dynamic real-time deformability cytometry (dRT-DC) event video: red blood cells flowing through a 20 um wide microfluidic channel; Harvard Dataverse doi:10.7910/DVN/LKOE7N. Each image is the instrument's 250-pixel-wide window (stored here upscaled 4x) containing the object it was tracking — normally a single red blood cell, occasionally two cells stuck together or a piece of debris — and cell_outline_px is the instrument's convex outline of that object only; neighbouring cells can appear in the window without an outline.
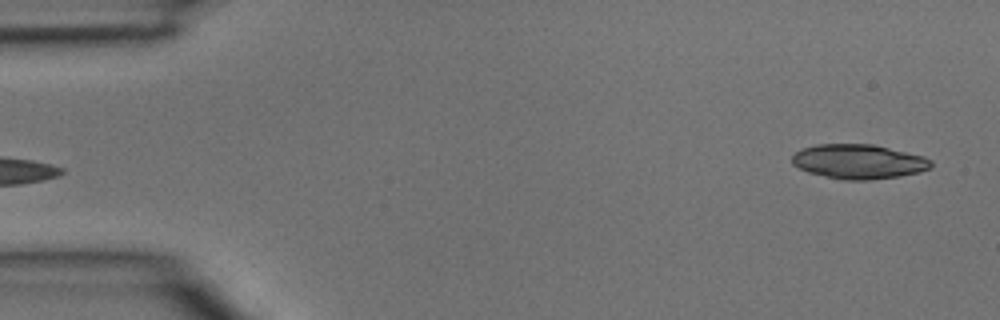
{"species": "common noctule bat (a hibernating species)", "species_latin": "Nyctalus noctula", "temperature_condition": "room temperature", "stored_images_in_passage": 3, "segment_of_instrument_passage": [2, 2], "camera_frame_rate_fps": 3000, "um_per_image_px": 0.085, "animal": {"sex": "male", "body_mass_g": 15.6}, "frame": {"image": 1, "passage_image": 3, "time_ms": 0.667, "image_size_px": [1000, 320], "cell_outline_px": [[932, 168], [920, 172], [900, 176], [868, 180], [844, 180], [808, 172], [792, 164], [792, 156], [796, 152], [804, 148], [816, 144], [872, 144], [924, 156], [932, 160]], "centroid_in_image_um": [73.02, 13.73], "position_along_channel_um": 12.0, "area_um2": 27.92}}